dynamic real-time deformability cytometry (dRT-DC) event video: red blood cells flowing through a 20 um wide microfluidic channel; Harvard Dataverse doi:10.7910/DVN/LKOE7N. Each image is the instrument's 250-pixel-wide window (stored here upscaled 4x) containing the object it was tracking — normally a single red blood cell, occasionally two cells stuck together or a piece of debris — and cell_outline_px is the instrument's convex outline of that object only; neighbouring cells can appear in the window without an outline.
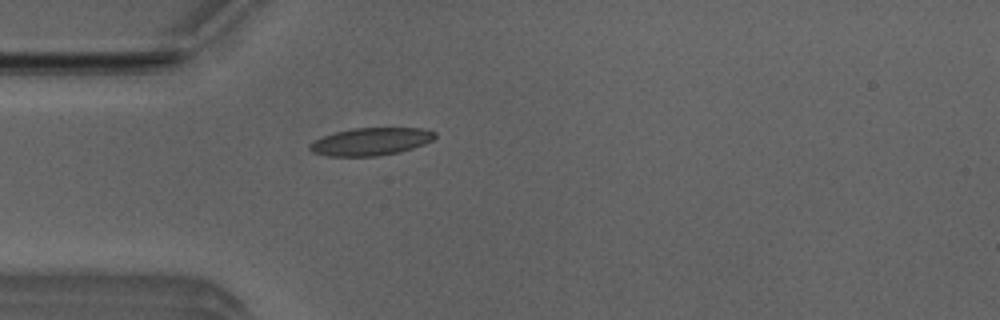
{"species": "Egyptian fruit bat (a non-hibernating species)", "species_latin": "Rousettus aegyptiacus", "temperature_condition": "room temperature", "stored_images_in_passage": 5, "camera_frame_rate_fps": 3000, "um_per_image_px": 0.085, "animal": {"sex": "male"}, "frame": {"image": 1, "passage_image": 5, "time_ms": 1.333, "image_size_px": [1000, 320], "cell_outline_px": [[436, 136], [432, 140], [424, 144], [400, 152], [376, 156], [328, 156], [312, 152], [308, 148], [308, 144], [324, 136], [336, 132], [352, 128], [424, 128], [436, 132]], "centroid_in_image_um": [31.53, 12.03], "position_along_channel_um": 53.5, "area_um2": 20.11}}